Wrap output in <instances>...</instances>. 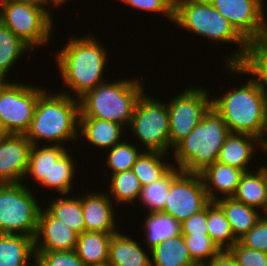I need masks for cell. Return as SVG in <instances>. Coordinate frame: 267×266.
<instances>
[{"label":"cell","mask_w":267,"mask_h":266,"mask_svg":"<svg viewBox=\"0 0 267 266\" xmlns=\"http://www.w3.org/2000/svg\"><path fill=\"white\" fill-rule=\"evenodd\" d=\"M64 48L57 51V70L63 84L76 96L82 97L87 91L105 82L103 73L107 63V49L92 34L71 37Z\"/></svg>","instance_id":"cell-1"},{"label":"cell","mask_w":267,"mask_h":266,"mask_svg":"<svg viewBox=\"0 0 267 266\" xmlns=\"http://www.w3.org/2000/svg\"><path fill=\"white\" fill-rule=\"evenodd\" d=\"M65 91V92H64ZM49 93V94H48ZM40 95L29 130L25 133L32 145H38L43 140L64 146V142L78 139L79 99L62 92Z\"/></svg>","instance_id":"cell-2"},{"label":"cell","mask_w":267,"mask_h":266,"mask_svg":"<svg viewBox=\"0 0 267 266\" xmlns=\"http://www.w3.org/2000/svg\"><path fill=\"white\" fill-rule=\"evenodd\" d=\"M239 88L211 99L231 133L249 134L267 144V98L249 78Z\"/></svg>","instance_id":"cell-3"},{"label":"cell","mask_w":267,"mask_h":266,"mask_svg":"<svg viewBox=\"0 0 267 266\" xmlns=\"http://www.w3.org/2000/svg\"><path fill=\"white\" fill-rule=\"evenodd\" d=\"M142 84L136 78L99 84L79 98V118H97L129 126L136 103L144 93Z\"/></svg>","instance_id":"cell-4"},{"label":"cell","mask_w":267,"mask_h":266,"mask_svg":"<svg viewBox=\"0 0 267 266\" xmlns=\"http://www.w3.org/2000/svg\"><path fill=\"white\" fill-rule=\"evenodd\" d=\"M230 133L223 117L211 107L196 127L173 147L178 169L200 173L216 162Z\"/></svg>","instance_id":"cell-5"},{"label":"cell","mask_w":267,"mask_h":266,"mask_svg":"<svg viewBox=\"0 0 267 266\" xmlns=\"http://www.w3.org/2000/svg\"><path fill=\"white\" fill-rule=\"evenodd\" d=\"M173 23L215 43H237L239 48L225 59L226 65H236L249 44L210 2L175 0Z\"/></svg>","instance_id":"cell-6"},{"label":"cell","mask_w":267,"mask_h":266,"mask_svg":"<svg viewBox=\"0 0 267 266\" xmlns=\"http://www.w3.org/2000/svg\"><path fill=\"white\" fill-rule=\"evenodd\" d=\"M21 183L0 184V233L35 237L39 206L32 190Z\"/></svg>","instance_id":"cell-7"},{"label":"cell","mask_w":267,"mask_h":266,"mask_svg":"<svg viewBox=\"0 0 267 266\" xmlns=\"http://www.w3.org/2000/svg\"><path fill=\"white\" fill-rule=\"evenodd\" d=\"M50 13L31 4L7 0L0 7V21L34 50L47 45L51 38L53 20Z\"/></svg>","instance_id":"cell-8"},{"label":"cell","mask_w":267,"mask_h":266,"mask_svg":"<svg viewBox=\"0 0 267 266\" xmlns=\"http://www.w3.org/2000/svg\"><path fill=\"white\" fill-rule=\"evenodd\" d=\"M169 110L165 102L153 99L151 95L142 94L134 108L129 127L133 134L146 147L147 151H160L168 154Z\"/></svg>","instance_id":"cell-9"},{"label":"cell","mask_w":267,"mask_h":266,"mask_svg":"<svg viewBox=\"0 0 267 266\" xmlns=\"http://www.w3.org/2000/svg\"><path fill=\"white\" fill-rule=\"evenodd\" d=\"M45 90L8 79L0 81V117L9 134L29 130L37 101Z\"/></svg>","instance_id":"cell-10"},{"label":"cell","mask_w":267,"mask_h":266,"mask_svg":"<svg viewBox=\"0 0 267 266\" xmlns=\"http://www.w3.org/2000/svg\"><path fill=\"white\" fill-rule=\"evenodd\" d=\"M204 87L189 88L169 100L170 151L185 138L211 108V97Z\"/></svg>","instance_id":"cell-11"},{"label":"cell","mask_w":267,"mask_h":266,"mask_svg":"<svg viewBox=\"0 0 267 266\" xmlns=\"http://www.w3.org/2000/svg\"><path fill=\"white\" fill-rule=\"evenodd\" d=\"M210 202L200 174L181 172L170 184L162 213L182 223Z\"/></svg>","instance_id":"cell-12"},{"label":"cell","mask_w":267,"mask_h":266,"mask_svg":"<svg viewBox=\"0 0 267 266\" xmlns=\"http://www.w3.org/2000/svg\"><path fill=\"white\" fill-rule=\"evenodd\" d=\"M265 0H211L213 7L221 13L248 41L267 39Z\"/></svg>","instance_id":"cell-13"},{"label":"cell","mask_w":267,"mask_h":266,"mask_svg":"<svg viewBox=\"0 0 267 266\" xmlns=\"http://www.w3.org/2000/svg\"><path fill=\"white\" fill-rule=\"evenodd\" d=\"M31 146L25 134H9L0 138V184L25 180Z\"/></svg>","instance_id":"cell-14"},{"label":"cell","mask_w":267,"mask_h":266,"mask_svg":"<svg viewBox=\"0 0 267 266\" xmlns=\"http://www.w3.org/2000/svg\"><path fill=\"white\" fill-rule=\"evenodd\" d=\"M78 233L46 209L39 212L37 232L34 237L35 252H56L75 250ZM41 239V240H40Z\"/></svg>","instance_id":"cell-15"},{"label":"cell","mask_w":267,"mask_h":266,"mask_svg":"<svg viewBox=\"0 0 267 266\" xmlns=\"http://www.w3.org/2000/svg\"><path fill=\"white\" fill-rule=\"evenodd\" d=\"M108 193L92 192L79 197L81 199V206L83 209V216L85 222V232H102V233H116L118 232L116 214L112 199Z\"/></svg>","instance_id":"cell-16"},{"label":"cell","mask_w":267,"mask_h":266,"mask_svg":"<svg viewBox=\"0 0 267 266\" xmlns=\"http://www.w3.org/2000/svg\"><path fill=\"white\" fill-rule=\"evenodd\" d=\"M245 172L237 167L214 162L205 167L199 174L202 178L207 196L211 202H215L220 197H232L238 187L241 176Z\"/></svg>","instance_id":"cell-17"},{"label":"cell","mask_w":267,"mask_h":266,"mask_svg":"<svg viewBox=\"0 0 267 266\" xmlns=\"http://www.w3.org/2000/svg\"><path fill=\"white\" fill-rule=\"evenodd\" d=\"M255 146L266 152V145L257 137L249 134L230 133L220 149L217 161L249 172L251 170L247 166L256 152Z\"/></svg>","instance_id":"cell-18"},{"label":"cell","mask_w":267,"mask_h":266,"mask_svg":"<svg viewBox=\"0 0 267 266\" xmlns=\"http://www.w3.org/2000/svg\"><path fill=\"white\" fill-rule=\"evenodd\" d=\"M226 67L230 74H252L250 79L267 98V39L249 42L243 58L236 65Z\"/></svg>","instance_id":"cell-19"},{"label":"cell","mask_w":267,"mask_h":266,"mask_svg":"<svg viewBox=\"0 0 267 266\" xmlns=\"http://www.w3.org/2000/svg\"><path fill=\"white\" fill-rule=\"evenodd\" d=\"M79 126L78 136L100 149L112 148L127 133L124 126L97 118H79Z\"/></svg>","instance_id":"cell-20"},{"label":"cell","mask_w":267,"mask_h":266,"mask_svg":"<svg viewBox=\"0 0 267 266\" xmlns=\"http://www.w3.org/2000/svg\"><path fill=\"white\" fill-rule=\"evenodd\" d=\"M107 266H151V258L137 240L119 231L111 237Z\"/></svg>","instance_id":"cell-21"},{"label":"cell","mask_w":267,"mask_h":266,"mask_svg":"<svg viewBox=\"0 0 267 266\" xmlns=\"http://www.w3.org/2000/svg\"><path fill=\"white\" fill-rule=\"evenodd\" d=\"M242 202L265 213L267 209V166L258 171L245 172L240 179L237 190L232 196Z\"/></svg>","instance_id":"cell-22"},{"label":"cell","mask_w":267,"mask_h":266,"mask_svg":"<svg viewBox=\"0 0 267 266\" xmlns=\"http://www.w3.org/2000/svg\"><path fill=\"white\" fill-rule=\"evenodd\" d=\"M113 234L95 231L83 232L78 235L74 251L86 266H107Z\"/></svg>","instance_id":"cell-23"},{"label":"cell","mask_w":267,"mask_h":266,"mask_svg":"<svg viewBox=\"0 0 267 266\" xmlns=\"http://www.w3.org/2000/svg\"><path fill=\"white\" fill-rule=\"evenodd\" d=\"M215 203L224 212L237 240L253 228L262 217L260 210L239 202L233 197H220Z\"/></svg>","instance_id":"cell-24"},{"label":"cell","mask_w":267,"mask_h":266,"mask_svg":"<svg viewBox=\"0 0 267 266\" xmlns=\"http://www.w3.org/2000/svg\"><path fill=\"white\" fill-rule=\"evenodd\" d=\"M30 258L35 259L33 237L0 233V266H35Z\"/></svg>","instance_id":"cell-25"},{"label":"cell","mask_w":267,"mask_h":266,"mask_svg":"<svg viewBox=\"0 0 267 266\" xmlns=\"http://www.w3.org/2000/svg\"><path fill=\"white\" fill-rule=\"evenodd\" d=\"M149 252L151 266H197L181 234L154 246Z\"/></svg>","instance_id":"cell-26"},{"label":"cell","mask_w":267,"mask_h":266,"mask_svg":"<svg viewBox=\"0 0 267 266\" xmlns=\"http://www.w3.org/2000/svg\"><path fill=\"white\" fill-rule=\"evenodd\" d=\"M32 145L29 152V163L25 178L31 176L38 184L49 179L51 165L67 150L61 145Z\"/></svg>","instance_id":"cell-27"},{"label":"cell","mask_w":267,"mask_h":266,"mask_svg":"<svg viewBox=\"0 0 267 266\" xmlns=\"http://www.w3.org/2000/svg\"><path fill=\"white\" fill-rule=\"evenodd\" d=\"M145 242L148 250L163 241L181 234L180 223L172 216L162 213H149L145 217Z\"/></svg>","instance_id":"cell-28"},{"label":"cell","mask_w":267,"mask_h":266,"mask_svg":"<svg viewBox=\"0 0 267 266\" xmlns=\"http://www.w3.org/2000/svg\"><path fill=\"white\" fill-rule=\"evenodd\" d=\"M166 153L160 151H142L132 167V171L140 180L142 186L161 179L172 167L164 163ZM163 161V162H162Z\"/></svg>","instance_id":"cell-29"},{"label":"cell","mask_w":267,"mask_h":266,"mask_svg":"<svg viewBox=\"0 0 267 266\" xmlns=\"http://www.w3.org/2000/svg\"><path fill=\"white\" fill-rule=\"evenodd\" d=\"M54 199L49 203L50 205H47L46 210L78 234L85 232L81 199L79 197L69 198L66 196L55 197Z\"/></svg>","instance_id":"cell-30"},{"label":"cell","mask_w":267,"mask_h":266,"mask_svg":"<svg viewBox=\"0 0 267 266\" xmlns=\"http://www.w3.org/2000/svg\"><path fill=\"white\" fill-rule=\"evenodd\" d=\"M32 49L0 21V81H5L12 66ZM20 57V58H19Z\"/></svg>","instance_id":"cell-31"},{"label":"cell","mask_w":267,"mask_h":266,"mask_svg":"<svg viewBox=\"0 0 267 266\" xmlns=\"http://www.w3.org/2000/svg\"><path fill=\"white\" fill-rule=\"evenodd\" d=\"M207 229L208 236L221 251L229 250L238 241L224 212L215 202L207 205Z\"/></svg>","instance_id":"cell-32"},{"label":"cell","mask_w":267,"mask_h":266,"mask_svg":"<svg viewBox=\"0 0 267 266\" xmlns=\"http://www.w3.org/2000/svg\"><path fill=\"white\" fill-rule=\"evenodd\" d=\"M181 172L173 166L161 179L142 187L139 202L148 206L149 213L163 211L170 184Z\"/></svg>","instance_id":"cell-33"},{"label":"cell","mask_w":267,"mask_h":266,"mask_svg":"<svg viewBox=\"0 0 267 266\" xmlns=\"http://www.w3.org/2000/svg\"><path fill=\"white\" fill-rule=\"evenodd\" d=\"M67 150L51 165L49 169V179L39 185L50 189H56L60 195L71 192L72 179L75 177L74 159L68 154Z\"/></svg>","instance_id":"cell-34"},{"label":"cell","mask_w":267,"mask_h":266,"mask_svg":"<svg viewBox=\"0 0 267 266\" xmlns=\"http://www.w3.org/2000/svg\"><path fill=\"white\" fill-rule=\"evenodd\" d=\"M110 198L116 203L133 204L141 194L142 184L132 170L111 174Z\"/></svg>","instance_id":"cell-35"},{"label":"cell","mask_w":267,"mask_h":266,"mask_svg":"<svg viewBox=\"0 0 267 266\" xmlns=\"http://www.w3.org/2000/svg\"><path fill=\"white\" fill-rule=\"evenodd\" d=\"M141 152L128 141H121L109 149L106 165L111 169L112 174L132 170Z\"/></svg>","instance_id":"cell-36"},{"label":"cell","mask_w":267,"mask_h":266,"mask_svg":"<svg viewBox=\"0 0 267 266\" xmlns=\"http://www.w3.org/2000/svg\"><path fill=\"white\" fill-rule=\"evenodd\" d=\"M183 238L197 265H204L221 251L208 235H183Z\"/></svg>","instance_id":"cell-37"},{"label":"cell","mask_w":267,"mask_h":266,"mask_svg":"<svg viewBox=\"0 0 267 266\" xmlns=\"http://www.w3.org/2000/svg\"><path fill=\"white\" fill-rule=\"evenodd\" d=\"M33 263L35 266H86L74 250L35 252Z\"/></svg>","instance_id":"cell-38"},{"label":"cell","mask_w":267,"mask_h":266,"mask_svg":"<svg viewBox=\"0 0 267 266\" xmlns=\"http://www.w3.org/2000/svg\"><path fill=\"white\" fill-rule=\"evenodd\" d=\"M238 241L247 248L267 252V216L262 215L255 226Z\"/></svg>","instance_id":"cell-39"},{"label":"cell","mask_w":267,"mask_h":266,"mask_svg":"<svg viewBox=\"0 0 267 266\" xmlns=\"http://www.w3.org/2000/svg\"><path fill=\"white\" fill-rule=\"evenodd\" d=\"M136 10L163 14L174 22L175 0H120Z\"/></svg>","instance_id":"cell-40"},{"label":"cell","mask_w":267,"mask_h":266,"mask_svg":"<svg viewBox=\"0 0 267 266\" xmlns=\"http://www.w3.org/2000/svg\"><path fill=\"white\" fill-rule=\"evenodd\" d=\"M228 251L236 259L238 266H267V252L247 248L239 241Z\"/></svg>","instance_id":"cell-41"},{"label":"cell","mask_w":267,"mask_h":266,"mask_svg":"<svg viewBox=\"0 0 267 266\" xmlns=\"http://www.w3.org/2000/svg\"><path fill=\"white\" fill-rule=\"evenodd\" d=\"M181 235H208L207 206L180 223Z\"/></svg>","instance_id":"cell-42"},{"label":"cell","mask_w":267,"mask_h":266,"mask_svg":"<svg viewBox=\"0 0 267 266\" xmlns=\"http://www.w3.org/2000/svg\"><path fill=\"white\" fill-rule=\"evenodd\" d=\"M204 266H238L236 259L228 250L220 251Z\"/></svg>","instance_id":"cell-43"},{"label":"cell","mask_w":267,"mask_h":266,"mask_svg":"<svg viewBox=\"0 0 267 266\" xmlns=\"http://www.w3.org/2000/svg\"><path fill=\"white\" fill-rule=\"evenodd\" d=\"M16 1L24 2L26 4H31L45 10V0H16Z\"/></svg>","instance_id":"cell-44"},{"label":"cell","mask_w":267,"mask_h":266,"mask_svg":"<svg viewBox=\"0 0 267 266\" xmlns=\"http://www.w3.org/2000/svg\"><path fill=\"white\" fill-rule=\"evenodd\" d=\"M69 2V1H71V0H45V10L46 11H49L47 8H48V4H51V5H53L54 7H61V5H63V4H66V2ZM51 2V3H50ZM61 4V5H60Z\"/></svg>","instance_id":"cell-45"},{"label":"cell","mask_w":267,"mask_h":266,"mask_svg":"<svg viewBox=\"0 0 267 266\" xmlns=\"http://www.w3.org/2000/svg\"><path fill=\"white\" fill-rule=\"evenodd\" d=\"M8 135H9V133L6 130V128L4 127L2 120H1V117H0V138L6 137Z\"/></svg>","instance_id":"cell-46"},{"label":"cell","mask_w":267,"mask_h":266,"mask_svg":"<svg viewBox=\"0 0 267 266\" xmlns=\"http://www.w3.org/2000/svg\"><path fill=\"white\" fill-rule=\"evenodd\" d=\"M193 2H211V0H189Z\"/></svg>","instance_id":"cell-47"},{"label":"cell","mask_w":267,"mask_h":266,"mask_svg":"<svg viewBox=\"0 0 267 266\" xmlns=\"http://www.w3.org/2000/svg\"><path fill=\"white\" fill-rule=\"evenodd\" d=\"M7 0H0V7L6 2Z\"/></svg>","instance_id":"cell-48"}]
</instances>
